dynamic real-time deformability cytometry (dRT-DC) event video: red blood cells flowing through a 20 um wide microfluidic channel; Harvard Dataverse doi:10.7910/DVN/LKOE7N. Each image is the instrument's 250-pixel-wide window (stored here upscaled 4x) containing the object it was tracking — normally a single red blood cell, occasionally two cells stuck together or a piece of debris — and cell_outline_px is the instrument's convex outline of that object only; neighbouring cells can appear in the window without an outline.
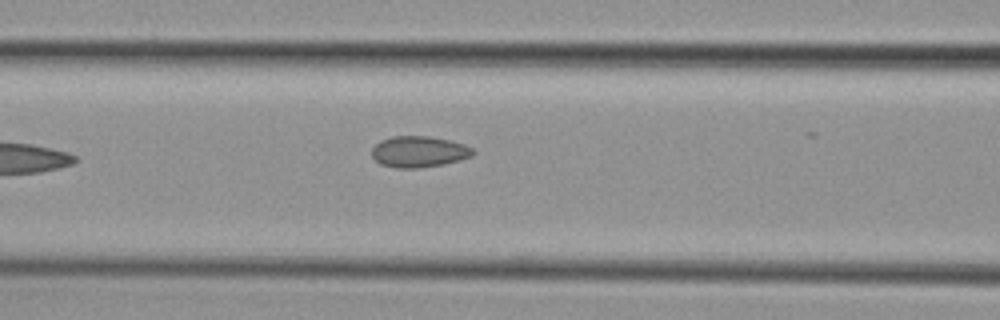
{"species": "common noctule bat (a hibernating species)", "species_latin": "Nyctalus noctula", "temperature_condition": "cold", "stored_images_in_passage": 8, "camera_frame_rate_fps": 3000, "um_per_image_px": 0.085, "animal": {"sex": "female", "body_mass_g": 29.2, "forearm_length_mm": 56.3}, "frame": {"image": 1, "passage_image": 8, "time_ms": 8.0, "image_size_px": [1000, 320], "cell_outline_px": [[476, 152], [472, 156], [460, 160], [444, 164], [420, 168], [396, 168], [380, 164], [372, 156], [372, 148], [380, 140], [392, 136], [428, 136], [452, 140], [464, 144], [472, 148]], "centroid_in_image_um": [35.62, 12.89], "position_along_channel_um": 131.0, "area_um2": 18.55}}